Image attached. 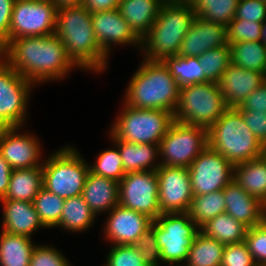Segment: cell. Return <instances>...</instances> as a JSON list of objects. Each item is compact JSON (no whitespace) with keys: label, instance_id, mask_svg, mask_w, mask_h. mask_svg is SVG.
<instances>
[{"label":"cell","instance_id":"6da1fadb","mask_svg":"<svg viewBox=\"0 0 266 266\" xmlns=\"http://www.w3.org/2000/svg\"><path fill=\"white\" fill-rule=\"evenodd\" d=\"M0 56L17 73L34 84L61 79L72 67H79L55 33L13 39L0 51Z\"/></svg>","mask_w":266,"mask_h":266},{"label":"cell","instance_id":"7a4b0ae2","mask_svg":"<svg viewBox=\"0 0 266 266\" xmlns=\"http://www.w3.org/2000/svg\"><path fill=\"white\" fill-rule=\"evenodd\" d=\"M55 34L80 68L99 73L105 69L108 56L96 41L91 12L86 7L76 5L57 8Z\"/></svg>","mask_w":266,"mask_h":266},{"label":"cell","instance_id":"3957f363","mask_svg":"<svg viewBox=\"0 0 266 266\" xmlns=\"http://www.w3.org/2000/svg\"><path fill=\"white\" fill-rule=\"evenodd\" d=\"M143 62L129 83L124 104L174 114L179 101V84L162 61Z\"/></svg>","mask_w":266,"mask_h":266},{"label":"cell","instance_id":"277c9868","mask_svg":"<svg viewBox=\"0 0 266 266\" xmlns=\"http://www.w3.org/2000/svg\"><path fill=\"white\" fill-rule=\"evenodd\" d=\"M195 18L191 4L161 5L150 31L141 39L147 55L144 59L162 61L167 56L178 55Z\"/></svg>","mask_w":266,"mask_h":266},{"label":"cell","instance_id":"5b68a950","mask_svg":"<svg viewBox=\"0 0 266 266\" xmlns=\"http://www.w3.org/2000/svg\"><path fill=\"white\" fill-rule=\"evenodd\" d=\"M208 143L233 166L259 158L264 149L235 107H228L208 129Z\"/></svg>","mask_w":266,"mask_h":266},{"label":"cell","instance_id":"8992f818","mask_svg":"<svg viewBox=\"0 0 266 266\" xmlns=\"http://www.w3.org/2000/svg\"><path fill=\"white\" fill-rule=\"evenodd\" d=\"M227 108L220 86L216 82L182 86L179 89L174 120L209 129Z\"/></svg>","mask_w":266,"mask_h":266},{"label":"cell","instance_id":"52a82bcc","mask_svg":"<svg viewBox=\"0 0 266 266\" xmlns=\"http://www.w3.org/2000/svg\"><path fill=\"white\" fill-rule=\"evenodd\" d=\"M123 107L110 134L125 142L159 145L174 121V114L166 110L134 108L126 104Z\"/></svg>","mask_w":266,"mask_h":266},{"label":"cell","instance_id":"ba28073f","mask_svg":"<svg viewBox=\"0 0 266 266\" xmlns=\"http://www.w3.org/2000/svg\"><path fill=\"white\" fill-rule=\"evenodd\" d=\"M43 188L60 198L82 194L90 165L72 147H64L42 163Z\"/></svg>","mask_w":266,"mask_h":266},{"label":"cell","instance_id":"9c48e42d","mask_svg":"<svg viewBox=\"0 0 266 266\" xmlns=\"http://www.w3.org/2000/svg\"><path fill=\"white\" fill-rule=\"evenodd\" d=\"M155 236L163 263L186 262L199 227L188 212L162 213L155 220Z\"/></svg>","mask_w":266,"mask_h":266},{"label":"cell","instance_id":"30bf717a","mask_svg":"<svg viewBox=\"0 0 266 266\" xmlns=\"http://www.w3.org/2000/svg\"><path fill=\"white\" fill-rule=\"evenodd\" d=\"M208 145L207 128L174 120L159 143V164L188 168Z\"/></svg>","mask_w":266,"mask_h":266},{"label":"cell","instance_id":"8fae6325","mask_svg":"<svg viewBox=\"0 0 266 266\" xmlns=\"http://www.w3.org/2000/svg\"><path fill=\"white\" fill-rule=\"evenodd\" d=\"M57 6L53 0H15L10 20V41L55 33Z\"/></svg>","mask_w":266,"mask_h":266},{"label":"cell","instance_id":"7c38bea8","mask_svg":"<svg viewBox=\"0 0 266 266\" xmlns=\"http://www.w3.org/2000/svg\"><path fill=\"white\" fill-rule=\"evenodd\" d=\"M158 197L156 170L128 172L119 182V204L153 221L162 214Z\"/></svg>","mask_w":266,"mask_h":266},{"label":"cell","instance_id":"4fadbf2b","mask_svg":"<svg viewBox=\"0 0 266 266\" xmlns=\"http://www.w3.org/2000/svg\"><path fill=\"white\" fill-rule=\"evenodd\" d=\"M31 81L17 73L0 56V127H21L26 118V107Z\"/></svg>","mask_w":266,"mask_h":266},{"label":"cell","instance_id":"5bb4252c","mask_svg":"<svg viewBox=\"0 0 266 266\" xmlns=\"http://www.w3.org/2000/svg\"><path fill=\"white\" fill-rule=\"evenodd\" d=\"M193 195L223 190L234 178V166L209 145L188 167Z\"/></svg>","mask_w":266,"mask_h":266},{"label":"cell","instance_id":"9a60e30c","mask_svg":"<svg viewBox=\"0 0 266 266\" xmlns=\"http://www.w3.org/2000/svg\"><path fill=\"white\" fill-rule=\"evenodd\" d=\"M156 174L161 213L188 212L193 199L188 168L159 166Z\"/></svg>","mask_w":266,"mask_h":266},{"label":"cell","instance_id":"2e32d148","mask_svg":"<svg viewBox=\"0 0 266 266\" xmlns=\"http://www.w3.org/2000/svg\"><path fill=\"white\" fill-rule=\"evenodd\" d=\"M20 128H0V155L13 170L41 167L40 142L33 135L18 134Z\"/></svg>","mask_w":266,"mask_h":266},{"label":"cell","instance_id":"e0dca14e","mask_svg":"<svg viewBox=\"0 0 266 266\" xmlns=\"http://www.w3.org/2000/svg\"><path fill=\"white\" fill-rule=\"evenodd\" d=\"M91 20L96 41L107 56L110 53V46L114 43L139 44L141 47V39L120 15L118 9L91 12Z\"/></svg>","mask_w":266,"mask_h":266},{"label":"cell","instance_id":"ac0fdd59","mask_svg":"<svg viewBox=\"0 0 266 266\" xmlns=\"http://www.w3.org/2000/svg\"><path fill=\"white\" fill-rule=\"evenodd\" d=\"M110 213L104 231L106 239L111 240L114 245H133L153 222L148 216L120 204Z\"/></svg>","mask_w":266,"mask_h":266},{"label":"cell","instance_id":"d6986e66","mask_svg":"<svg viewBox=\"0 0 266 266\" xmlns=\"http://www.w3.org/2000/svg\"><path fill=\"white\" fill-rule=\"evenodd\" d=\"M224 45H229L227 26L196 16L190 30L183 38L178 56L199 57L207 50Z\"/></svg>","mask_w":266,"mask_h":266},{"label":"cell","instance_id":"ffe728a7","mask_svg":"<svg viewBox=\"0 0 266 266\" xmlns=\"http://www.w3.org/2000/svg\"><path fill=\"white\" fill-rule=\"evenodd\" d=\"M266 75L262 72L245 70L233 63L223 73L218 82L227 107H238L262 83Z\"/></svg>","mask_w":266,"mask_h":266},{"label":"cell","instance_id":"44dd1931","mask_svg":"<svg viewBox=\"0 0 266 266\" xmlns=\"http://www.w3.org/2000/svg\"><path fill=\"white\" fill-rule=\"evenodd\" d=\"M225 212L251 228L264 222V203L248 194L234 179L223 189Z\"/></svg>","mask_w":266,"mask_h":266},{"label":"cell","instance_id":"7402d4cb","mask_svg":"<svg viewBox=\"0 0 266 266\" xmlns=\"http://www.w3.org/2000/svg\"><path fill=\"white\" fill-rule=\"evenodd\" d=\"M3 207L2 231L27 237L43 227L32 202L1 199Z\"/></svg>","mask_w":266,"mask_h":266},{"label":"cell","instance_id":"603a6c76","mask_svg":"<svg viewBox=\"0 0 266 266\" xmlns=\"http://www.w3.org/2000/svg\"><path fill=\"white\" fill-rule=\"evenodd\" d=\"M81 195L96 216L119 204V182L89 172Z\"/></svg>","mask_w":266,"mask_h":266},{"label":"cell","instance_id":"cb8c5ba5","mask_svg":"<svg viewBox=\"0 0 266 266\" xmlns=\"http://www.w3.org/2000/svg\"><path fill=\"white\" fill-rule=\"evenodd\" d=\"M160 7L159 0H119L117 9L134 33L142 39L150 31Z\"/></svg>","mask_w":266,"mask_h":266},{"label":"cell","instance_id":"d4e9b609","mask_svg":"<svg viewBox=\"0 0 266 266\" xmlns=\"http://www.w3.org/2000/svg\"><path fill=\"white\" fill-rule=\"evenodd\" d=\"M110 137L119 149L125 173L152 171L157 170L160 166L159 162L153 166L151 165L155 162V157L159 156V145L129 143L118 140L112 134Z\"/></svg>","mask_w":266,"mask_h":266},{"label":"cell","instance_id":"484cf974","mask_svg":"<svg viewBox=\"0 0 266 266\" xmlns=\"http://www.w3.org/2000/svg\"><path fill=\"white\" fill-rule=\"evenodd\" d=\"M233 179L248 194L266 202V162L261 156L235 165Z\"/></svg>","mask_w":266,"mask_h":266},{"label":"cell","instance_id":"4316f807","mask_svg":"<svg viewBox=\"0 0 266 266\" xmlns=\"http://www.w3.org/2000/svg\"><path fill=\"white\" fill-rule=\"evenodd\" d=\"M42 188V166L15 169L11 173L8 190L3 199L33 202Z\"/></svg>","mask_w":266,"mask_h":266},{"label":"cell","instance_id":"83f0119b","mask_svg":"<svg viewBox=\"0 0 266 266\" xmlns=\"http://www.w3.org/2000/svg\"><path fill=\"white\" fill-rule=\"evenodd\" d=\"M0 266H29L35 244L31 237L1 231Z\"/></svg>","mask_w":266,"mask_h":266},{"label":"cell","instance_id":"f1b7e54d","mask_svg":"<svg viewBox=\"0 0 266 266\" xmlns=\"http://www.w3.org/2000/svg\"><path fill=\"white\" fill-rule=\"evenodd\" d=\"M248 229L246 225L227 212L219 214L199 228L205 235L222 242L224 245L244 242Z\"/></svg>","mask_w":266,"mask_h":266},{"label":"cell","instance_id":"f546056e","mask_svg":"<svg viewBox=\"0 0 266 266\" xmlns=\"http://www.w3.org/2000/svg\"><path fill=\"white\" fill-rule=\"evenodd\" d=\"M225 245L200 230L196 233L186 266H220Z\"/></svg>","mask_w":266,"mask_h":266},{"label":"cell","instance_id":"4dcf8cb0","mask_svg":"<svg viewBox=\"0 0 266 266\" xmlns=\"http://www.w3.org/2000/svg\"><path fill=\"white\" fill-rule=\"evenodd\" d=\"M231 63L266 75V45L262 41H245L229 44Z\"/></svg>","mask_w":266,"mask_h":266},{"label":"cell","instance_id":"1f68e13d","mask_svg":"<svg viewBox=\"0 0 266 266\" xmlns=\"http://www.w3.org/2000/svg\"><path fill=\"white\" fill-rule=\"evenodd\" d=\"M162 62L180 87L208 82L199 57L167 56Z\"/></svg>","mask_w":266,"mask_h":266},{"label":"cell","instance_id":"d6a6232c","mask_svg":"<svg viewBox=\"0 0 266 266\" xmlns=\"http://www.w3.org/2000/svg\"><path fill=\"white\" fill-rule=\"evenodd\" d=\"M95 214L91 211L82 195L65 199L60 222L61 228L75 232H81L90 228L95 220Z\"/></svg>","mask_w":266,"mask_h":266},{"label":"cell","instance_id":"836d02e7","mask_svg":"<svg viewBox=\"0 0 266 266\" xmlns=\"http://www.w3.org/2000/svg\"><path fill=\"white\" fill-rule=\"evenodd\" d=\"M240 0H191L197 17L212 23L228 26L235 16Z\"/></svg>","mask_w":266,"mask_h":266},{"label":"cell","instance_id":"e575fe53","mask_svg":"<svg viewBox=\"0 0 266 266\" xmlns=\"http://www.w3.org/2000/svg\"><path fill=\"white\" fill-rule=\"evenodd\" d=\"M226 204L223 190L203 195H193L189 215L200 228L207 221L225 212Z\"/></svg>","mask_w":266,"mask_h":266},{"label":"cell","instance_id":"d590c367","mask_svg":"<svg viewBox=\"0 0 266 266\" xmlns=\"http://www.w3.org/2000/svg\"><path fill=\"white\" fill-rule=\"evenodd\" d=\"M64 201L65 199L47 191L45 188L38 192L32 203L44 227L55 228L59 224Z\"/></svg>","mask_w":266,"mask_h":266},{"label":"cell","instance_id":"8d00e7d4","mask_svg":"<svg viewBox=\"0 0 266 266\" xmlns=\"http://www.w3.org/2000/svg\"><path fill=\"white\" fill-rule=\"evenodd\" d=\"M199 60L206 78L210 82L218 83L225 70L231 63L230 46L224 45L215 49L207 50Z\"/></svg>","mask_w":266,"mask_h":266},{"label":"cell","instance_id":"74e56055","mask_svg":"<svg viewBox=\"0 0 266 266\" xmlns=\"http://www.w3.org/2000/svg\"><path fill=\"white\" fill-rule=\"evenodd\" d=\"M95 162L94 166H89L90 172L94 175L109 178L116 182H120L126 175L118 148L100 153Z\"/></svg>","mask_w":266,"mask_h":266},{"label":"cell","instance_id":"f35d334b","mask_svg":"<svg viewBox=\"0 0 266 266\" xmlns=\"http://www.w3.org/2000/svg\"><path fill=\"white\" fill-rule=\"evenodd\" d=\"M132 246L138 250L143 262L147 266H159V261L162 260L161 251L155 236V221L152 222L151 227Z\"/></svg>","mask_w":266,"mask_h":266},{"label":"cell","instance_id":"ab89813d","mask_svg":"<svg viewBox=\"0 0 266 266\" xmlns=\"http://www.w3.org/2000/svg\"><path fill=\"white\" fill-rule=\"evenodd\" d=\"M263 22H247L233 19L227 26L228 43L245 41H261V27Z\"/></svg>","mask_w":266,"mask_h":266},{"label":"cell","instance_id":"60d3db41","mask_svg":"<svg viewBox=\"0 0 266 266\" xmlns=\"http://www.w3.org/2000/svg\"><path fill=\"white\" fill-rule=\"evenodd\" d=\"M257 266H266V223L248 229L244 241Z\"/></svg>","mask_w":266,"mask_h":266},{"label":"cell","instance_id":"b9f144b4","mask_svg":"<svg viewBox=\"0 0 266 266\" xmlns=\"http://www.w3.org/2000/svg\"><path fill=\"white\" fill-rule=\"evenodd\" d=\"M105 266H147L132 245H113Z\"/></svg>","mask_w":266,"mask_h":266},{"label":"cell","instance_id":"7bdbcfd3","mask_svg":"<svg viewBox=\"0 0 266 266\" xmlns=\"http://www.w3.org/2000/svg\"><path fill=\"white\" fill-rule=\"evenodd\" d=\"M220 266H257L245 242L225 245Z\"/></svg>","mask_w":266,"mask_h":266},{"label":"cell","instance_id":"ee69618b","mask_svg":"<svg viewBox=\"0 0 266 266\" xmlns=\"http://www.w3.org/2000/svg\"><path fill=\"white\" fill-rule=\"evenodd\" d=\"M29 266H70L66 258L53 247L35 246Z\"/></svg>","mask_w":266,"mask_h":266},{"label":"cell","instance_id":"f6af8a7d","mask_svg":"<svg viewBox=\"0 0 266 266\" xmlns=\"http://www.w3.org/2000/svg\"><path fill=\"white\" fill-rule=\"evenodd\" d=\"M233 19L247 22H264L266 20V2L261 0H240Z\"/></svg>","mask_w":266,"mask_h":266},{"label":"cell","instance_id":"bcb514c9","mask_svg":"<svg viewBox=\"0 0 266 266\" xmlns=\"http://www.w3.org/2000/svg\"><path fill=\"white\" fill-rule=\"evenodd\" d=\"M251 132L266 146V112L239 110Z\"/></svg>","mask_w":266,"mask_h":266},{"label":"cell","instance_id":"7dc6e473","mask_svg":"<svg viewBox=\"0 0 266 266\" xmlns=\"http://www.w3.org/2000/svg\"><path fill=\"white\" fill-rule=\"evenodd\" d=\"M15 0H0V51L10 42V20Z\"/></svg>","mask_w":266,"mask_h":266},{"label":"cell","instance_id":"c3c4849f","mask_svg":"<svg viewBox=\"0 0 266 266\" xmlns=\"http://www.w3.org/2000/svg\"><path fill=\"white\" fill-rule=\"evenodd\" d=\"M238 110L266 112V81L262 83L244 102L236 107Z\"/></svg>","mask_w":266,"mask_h":266},{"label":"cell","instance_id":"681fc988","mask_svg":"<svg viewBox=\"0 0 266 266\" xmlns=\"http://www.w3.org/2000/svg\"><path fill=\"white\" fill-rule=\"evenodd\" d=\"M12 171V167L0 155V200L3 199L7 193Z\"/></svg>","mask_w":266,"mask_h":266},{"label":"cell","instance_id":"f907efd6","mask_svg":"<svg viewBox=\"0 0 266 266\" xmlns=\"http://www.w3.org/2000/svg\"><path fill=\"white\" fill-rule=\"evenodd\" d=\"M119 0H83L82 5L90 12L114 10L118 8Z\"/></svg>","mask_w":266,"mask_h":266},{"label":"cell","instance_id":"816d5d0a","mask_svg":"<svg viewBox=\"0 0 266 266\" xmlns=\"http://www.w3.org/2000/svg\"><path fill=\"white\" fill-rule=\"evenodd\" d=\"M57 8L63 6H76L82 5L83 0H53Z\"/></svg>","mask_w":266,"mask_h":266},{"label":"cell","instance_id":"f5cc1de1","mask_svg":"<svg viewBox=\"0 0 266 266\" xmlns=\"http://www.w3.org/2000/svg\"><path fill=\"white\" fill-rule=\"evenodd\" d=\"M161 5H186L190 4L191 0H159Z\"/></svg>","mask_w":266,"mask_h":266},{"label":"cell","instance_id":"db71d44e","mask_svg":"<svg viewBox=\"0 0 266 266\" xmlns=\"http://www.w3.org/2000/svg\"><path fill=\"white\" fill-rule=\"evenodd\" d=\"M261 33V41L266 45V20L262 24Z\"/></svg>","mask_w":266,"mask_h":266},{"label":"cell","instance_id":"11a10c76","mask_svg":"<svg viewBox=\"0 0 266 266\" xmlns=\"http://www.w3.org/2000/svg\"><path fill=\"white\" fill-rule=\"evenodd\" d=\"M261 157L264 159V161L266 162V146H264V149L262 151Z\"/></svg>","mask_w":266,"mask_h":266},{"label":"cell","instance_id":"9f6ffc18","mask_svg":"<svg viewBox=\"0 0 266 266\" xmlns=\"http://www.w3.org/2000/svg\"><path fill=\"white\" fill-rule=\"evenodd\" d=\"M264 222L266 223V202L264 203Z\"/></svg>","mask_w":266,"mask_h":266}]
</instances>
